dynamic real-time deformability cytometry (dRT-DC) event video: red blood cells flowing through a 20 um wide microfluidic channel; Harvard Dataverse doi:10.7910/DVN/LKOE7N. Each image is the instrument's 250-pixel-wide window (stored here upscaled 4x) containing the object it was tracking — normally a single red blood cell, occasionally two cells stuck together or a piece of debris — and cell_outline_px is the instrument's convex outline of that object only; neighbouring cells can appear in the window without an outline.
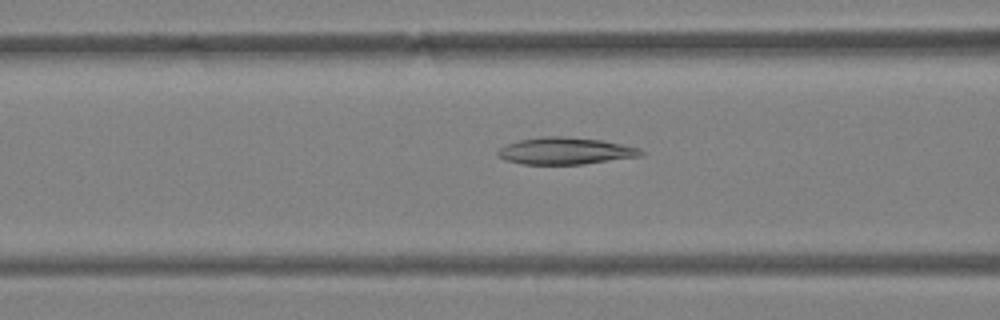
{"species": "Egyptian fruit bat (a non-hibernating species)", "species_latin": "Rousettus aegyptiacus", "temperature_condition": "warm", "stored_images_in_passage": 31, "camera_frame_rate_fps": 3000, "um_per_image_px": 0.085, "animal": {"sex": "female"}, "frame": {"image": 1, "passage_image": 4, "time_ms": 1.0, "image_size_px": [1000, 320], "cell_outline_px": [[644, 152], [640, 156], [584, 164], [524, 164], [504, 160], [496, 156], [496, 152], [500, 148], [508, 144], [520, 140], [544, 136], [564, 136], [600, 140], [640, 148]], "centroid_in_image_um": [48.02, 12.83], "position_along_channel_um": 118.6, "area_um2": 22.31}}
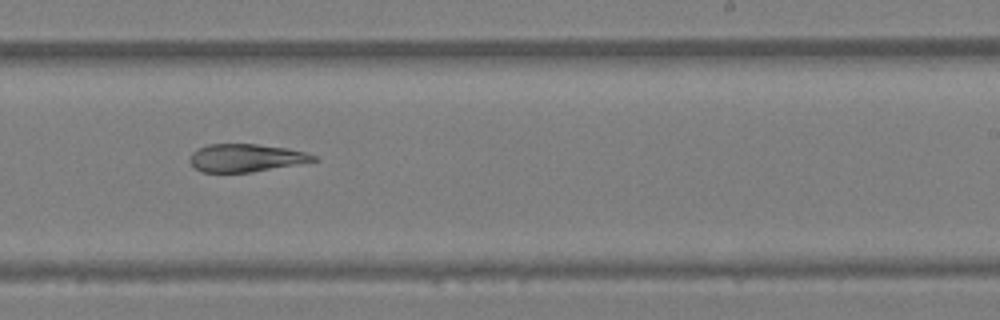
{"frame": {"image": 2, "passage_image": 14, "time_ms": 4.333, "image_size_px": [1000, 320], "cell_outline_px": [[320, 160], [252, 172], [200, 172], [188, 160], [192, 152], [208, 144], [256, 144], [288, 148], [308, 152], [316, 156]], "centroid_in_image_um": [20.93, 13.42], "position_along_channel_um": 268.1, "area_um2": 20.11}}
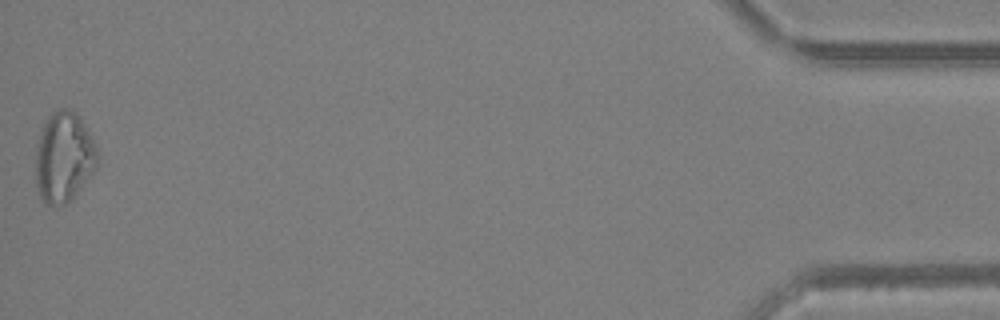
{"frame": {"image": 3, "passage_image": 31, "time_ms": 10.0, "image_size_px": [1000, 320], "cell_outline_px": [[100, 156], [96, 168], [68, 204], [48, 204], [40, 200], [36, 184], [36, 144], [40, 128], [48, 116], [52, 112], [60, 108], [72, 108], [80, 116]], "centroid_in_image_um": [5.41, 13.33], "position_along_channel_um": 429.8, "area_um2": 32.89}}